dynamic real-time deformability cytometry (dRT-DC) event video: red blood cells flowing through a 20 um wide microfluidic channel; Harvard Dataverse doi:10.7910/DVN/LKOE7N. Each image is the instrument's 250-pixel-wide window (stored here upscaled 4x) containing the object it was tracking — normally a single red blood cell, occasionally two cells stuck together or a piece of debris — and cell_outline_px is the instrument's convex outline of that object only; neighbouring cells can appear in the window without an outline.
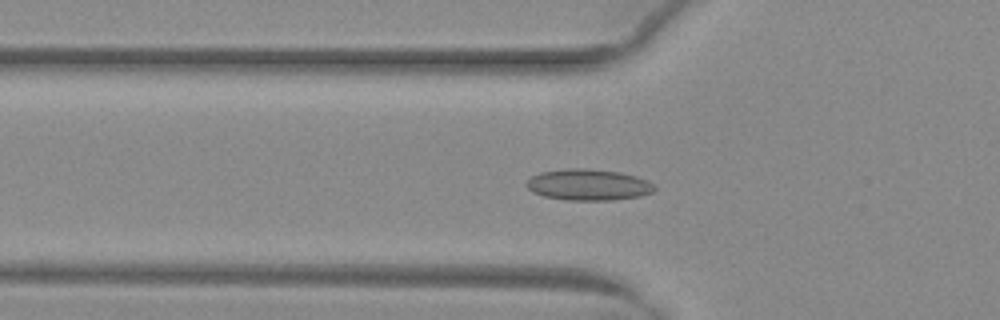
{"species": "common noctule bat (a hibernating species)", "species_latin": "Nyctalus noctula", "temperature_condition": "warm", "stored_images_in_passage": 52, "camera_frame_rate_fps": 3000, "um_per_image_px": 0.085, "animal": {"sex": "female", "body_mass_g": 29.2, "forearm_length_mm": 56.3}, "frame": {"image": 1, "passage_image": 18, "time_ms": 5.667, "image_size_px": [1000, 320], "cell_outline_px": [[656, 188], [652, 192], [640, 196], [612, 200], [568, 200], [544, 196], [532, 192], [524, 184], [532, 176], [540, 172], [568, 168], [584, 168], [620, 172], [636, 176], [648, 180]], "centroid_in_image_um": [50.0, 15.7], "position_along_channel_um": 75.8, "area_um2": 23.29}}
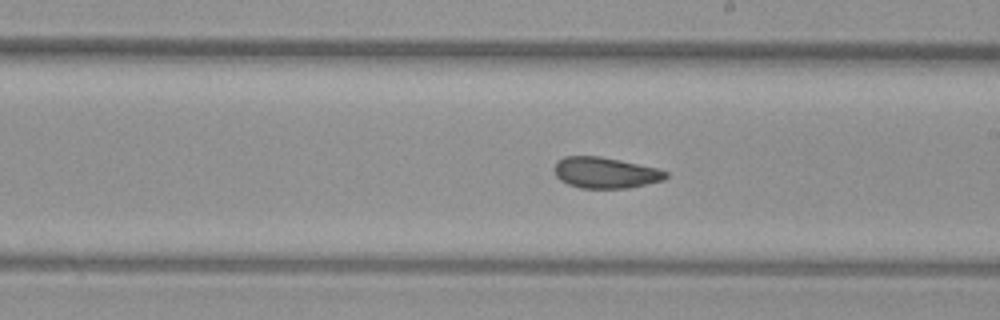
{"frame": {"image": 2, "passage_image": 30, "time_ms": 9.667, "image_size_px": [1000, 320], "cell_outline_px": [[668, 176], [664, 180], [628, 188], [580, 188], [568, 184], [560, 180], [556, 176], [552, 168], [556, 160], [564, 156], [600, 156], [620, 160], [656, 168], [668, 172]], "centroid_in_image_um": [51.41, 14.67], "position_along_channel_um": 237.6, "area_um2": 20.29}}
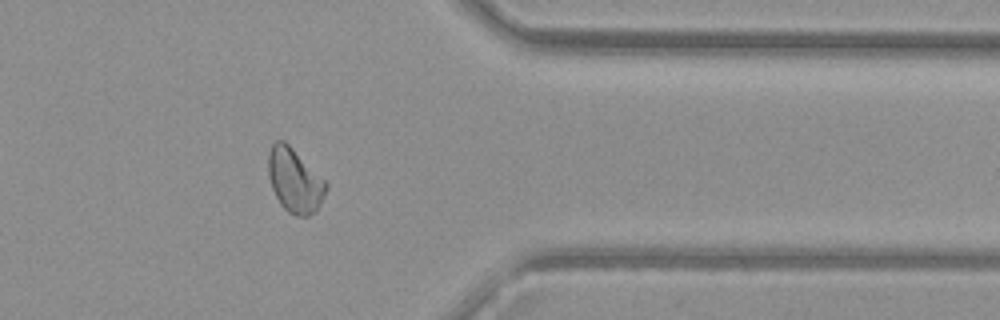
{"frame": {"image": 3, "passage_image": 42, "time_ms": 13.667, "image_size_px": [1000, 320], "cell_outline_px": [[328, 188], [316, 212], [308, 216], [296, 216], [288, 212], [280, 204], [272, 188], [268, 176], [268, 152], [272, 144], [276, 140], [284, 140], [328, 184]], "centroid_in_image_um": [25.03, 15.36], "position_along_channel_um": 386.4, "area_um2": 21.44}, "authors_computed_cell_mechanics": {"area_um2": 21.4438, "velocity_mm_per_s": 4.0364, "shape_relaxation_time_tau1_ms": null, "shape_relaxation_time_tau2_ms": 1.9364, "deformation_change_tau1": null, "deformation_change_tau2": 0.0816}}